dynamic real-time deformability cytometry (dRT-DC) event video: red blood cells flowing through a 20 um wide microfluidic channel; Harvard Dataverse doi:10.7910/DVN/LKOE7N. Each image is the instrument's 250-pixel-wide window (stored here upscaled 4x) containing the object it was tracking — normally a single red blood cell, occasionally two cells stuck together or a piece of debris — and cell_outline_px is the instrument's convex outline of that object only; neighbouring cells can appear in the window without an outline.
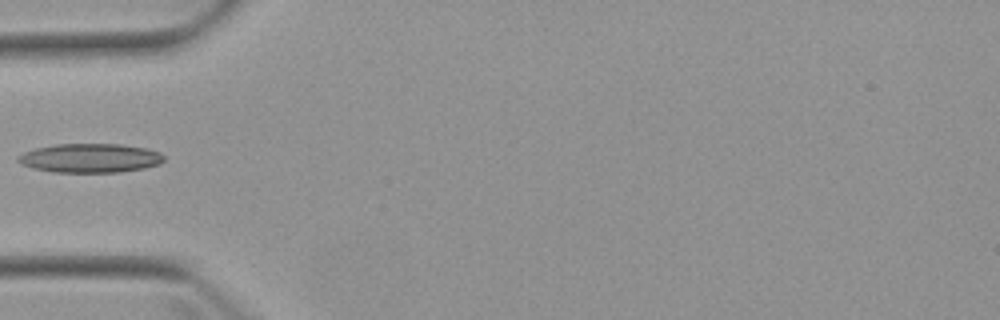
{"species": "Egyptian fruit bat (a non-hibernating species)", "species_latin": "Rousettus aegyptiacus", "temperature_condition": "warm", "stored_images_in_passage": 6, "camera_frame_rate_fps": 3000, "um_per_image_px": 0.085, "animal": {"sex": "female"}, "frame": {"image": 1, "passage_image": 5, "time_ms": 4.667, "image_size_px": [1000, 320], "cell_outline_px": [[164, 160], [160, 164], [144, 168], [120, 172], [52, 172], [32, 168], [20, 164], [16, 160], [16, 156], [24, 152], [36, 148], [56, 144], [120, 144], [148, 148], [160, 152], [164, 156]], "centroid_in_image_um": [7.65, 13.43], "position_along_channel_um": 77.3, "area_um2": 24.91}}
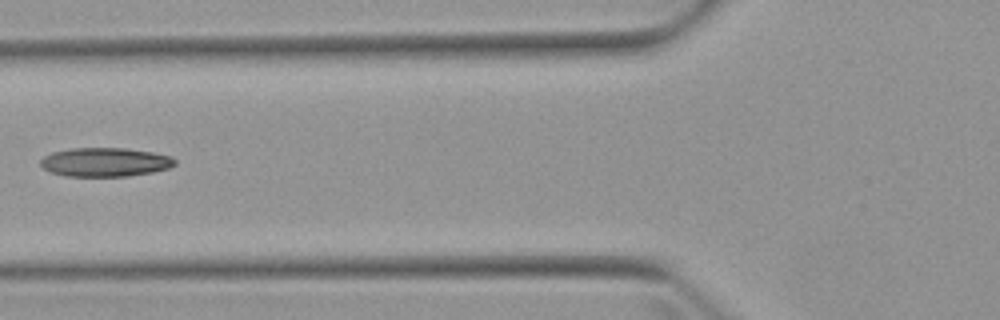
{"frame": {"image": 2, "passage_image": 6, "time_ms": 5.667, "image_size_px": [1000, 320], "cell_outline_px": [[176, 164], [168, 168], [152, 172], [128, 176], [68, 176], [52, 172], [44, 168], [40, 164], [40, 160], [44, 156], [52, 152], [72, 148], [124, 148], [152, 152], [172, 156], [176, 160]], "centroid_in_image_um": [8.95, 13.77], "position_along_channel_um": 116.9, "area_um2": 22.54}}